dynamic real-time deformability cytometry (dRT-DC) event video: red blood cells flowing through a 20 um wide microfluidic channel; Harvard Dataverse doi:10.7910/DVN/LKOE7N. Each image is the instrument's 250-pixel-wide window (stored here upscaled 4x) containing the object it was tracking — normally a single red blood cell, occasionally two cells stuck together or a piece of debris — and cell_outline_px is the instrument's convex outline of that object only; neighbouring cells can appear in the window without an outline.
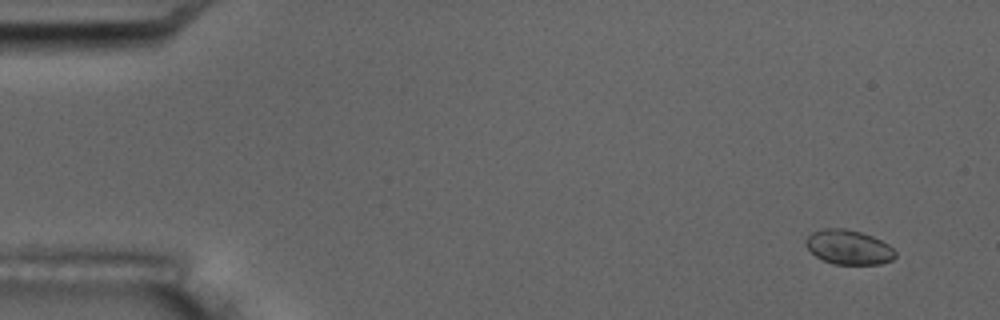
{"species": "common noctule bat (a hibernating species)", "species_latin": "Nyctalus noctula", "temperature_condition": "room temperature", "stored_images_in_passage": 5, "camera_frame_rate_fps": 3000, "um_per_image_px": 0.085, "animal": {"sex": "male", "body_mass_g": 17.5, "forearm_length_mm": 52.3}, "frame": {"image": 1, "passage_image": 1, "time_ms": 0.0, "image_size_px": [1000, 320], "cell_outline_px": [[896, 256], [892, 260], [880, 264], [832, 264], [816, 256], [804, 244], [804, 240], [812, 232], [824, 228], [844, 228], [860, 232], [872, 236], [888, 244], [896, 252]], "centroid_in_image_um": [72.12, 21.01], "position_along_channel_um": 12.9, "area_um2": 17.98}}